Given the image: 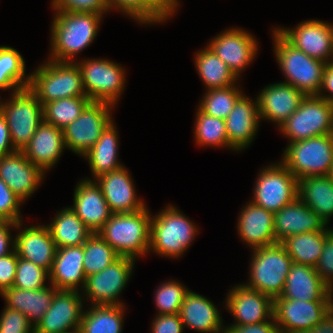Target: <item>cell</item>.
Here are the masks:
<instances>
[{
  "label": "cell",
  "instance_id": "1",
  "mask_svg": "<svg viewBox=\"0 0 333 333\" xmlns=\"http://www.w3.org/2000/svg\"><path fill=\"white\" fill-rule=\"evenodd\" d=\"M51 26L52 61L73 62V58L96 38L103 14L56 10Z\"/></svg>",
  "mask_w": 333,
  "mask_h": 333
},
{
  "label": "cell",
  "instance_id": "2",
  "mask_svg": "<svg viewBox=\"0 0 333 333\" xmlns=\"http://www.w3.org/2000/svg\"><path fill=\"white\" fill-rule=\"evenodd\" d=\"M151 216L147 207L115 213L97 233L120 256L136 259L149 252Z\"/></svg>",
  "mask_w": 333,
  "mask_h": 333
},
{
  "label": "cell",
  "instance_id": "3",
  "mask_svg": "<svg viewBox=\"0 0 333 333\" xmlns=\"http://www.w3.org/2000/svg\"><path fill=\"white\" fill-rule=\"evenodd\" d=\"M167 206L151 218L149 252L177 259L189 248L198 228L177 207Z\"/></svg>",
  "mask_w": 333,
  "mask_h": 333
},
{
  "label": "cell",
  "instance_id": "4",
  "mask_svg": "<svg viewBox=\"0 0 333 333\" xmlns=\"http://www.w3.org/2000/svg\"><path fill=\"white\" fill-rule=\"evenodd\" d=\"M60 62L48 59L30 74L29 89L45 103L68 98L86 96L82 74L76 60Z\"/></svg>",
  "mask_w": 333,
  "mask_h": 333
},
{
  "label": "cell",
  "instance_id": "5",
  "mask_svg": "<svg viewBox=\"0 0 333 333\" xmlns=\"http://www.w3.org/2000/svg\"><path fill=\"white\" fill-rule=\"evenodd\" d=\"M272 35L274 54L286 77L284 83L292 85L306 96L318 95L326 63L296 49L276 29H273Z\"/></svg>",
  "mask_w": 333,
  "mask_h": 333
},
{
  "label": "cell",
  "instance_id": "6",
  "mask_svg": "<svg viewBox=\"0 0 333 333\" xmlns=\"http://www.w3.org/2000/svg\"><path fill=\"white\" fill-rule=\"evenodd\" d=\"M248 284L244 286L276 298L281 296L293 264L284 246L277 242L253 249Z\"/></svg>",
  "mask_w": 333,
  "mask_h": 333
},
{
  "label": "cell",
  "instance_id": "7",
  "mask_svg": "<svg viewBox=\"0 0 333 333\" xmlns=\"http://www.w3.org/2000/svg\"><path fill=\"white\" fill-rule=\"evenodd\" d=\"M280 161L298 180L328 175L333 163V134L291 142Z\"/></svg>",
  "mask_w": 333,
  "mask_h": 333
},
{
  "label": "cell",
  "instance_id": "8",
  "mask_svg": "<svg viewBox=\"0 0 333 333\" xmlns=\"http://www.w3.org/2000/svg\"><path fill=\"white\" fill-rule=\"evenodd\" d=\"M0 111L6 119L13 147L22 151L43 121V106L27 87L0 101Z\"/></svg>",
  "mask_w": 333,
  "mask_h": 333
},
{
  "label": "cell",
  "instance_id": "9",
  "mask_svg": "<svg viewBox=\"0 0 333 333\" xmlns=\"http://www.w3.org/2000/svg\"><path fill=\"white\" fill-rule=\"evenodd\" d=\"M279 129L289 143L333 134V103L317 95L305 96L299 108Z\"/></svg>",
  "mask_w": 333,
  "mask_h": 333
},
{
  "label": "cell",
  "instance_id": "10",
  "mask_svg": "<svg viewBox=\"0 0 333 333\" xmlns=\"http://www.w3.org/2000/svg\"><path fill=\"white\" fill-rule=\"evenodd\" d=\"M86 96L94 102L115 106L125 87V69L107 59H87L77 63Z\"/></svg>",
  "mask_w": 333,
  "mask_h": 333
},
{
  "label": "cell",
  "instance_id": "11",
  "mask_svg": "<svg viewBox=\"0 0 333 333\" xmlns=\"http://www.w3.org/2000/svg\"><path fill=\"white\" fill-rule=\"evenodd\" d=\"M278 163L261 169L251 201L272 213L298 197V179L281 162Z\"/></svg>",
  "mask_w": 333,
  "mask_h": 333
},
{
  "label": "cell",
  "instance_id": "12",
  "mask_svg": "<svg viewBox=\"0 0 333 333\" xmlns=\"http://www.w3.org/2000/svg\"><path fill=\"white\" fill-rule=\"evenodd\" d=\"M113 107L108 103L91 101L74 122L63 128L65 147L83 156L113 121Z\"/></svg>",
  "mask_w": 333,
  "mask_h": 333
},
{
  "label": "cell",
  "instance_id": "13",
  "mask_svg": "<svg viewBox=\"0 0 333 333\" xmlns=\"http://www.w3.org/2000/svg\"><path fill=\"white\" fill-rule=\"evenodd\" d=\"M135 261L133 258L120 256L102 271L86 277L80 291L84 292L91 305H124L118 296L133 273Z\"/></svg>",
  "mask_w": 333,
  "mask_h": 333
},
{
  "label": "cell",
  "instance_id": "14",
  "mask_svg": "<svg viewBox=\"0 0 333 333\" xmlns=\"http://www.w3.org/2000/svg\"><path fill=\"white\" fill-rule=\"evenodd\" d=\"M291 45L325 63L333 62V23L307 20L295 28H275Z\"/></svg>",
  "mask_w": 333,
  "mask_h": 333
},
{
  "label": "cell",
  "instance_id": "15",
  "mask_svg": "<svg viewBox=\"0 0 333 333\" xmlns=\"http://www.w3.org/2000/svg\"><path fill=\"white\" fill-rule=\"evenodd\" d=\"M333 306V301H304L273 298V318L279 333H291L314 327Z\"/></svg>",
  "mask_w": 333,
  "mask_h": 333
},
{
  "label": "cell",
  "instance_id": "16",
  "mask_svg": "<svg viewBox=\"0 0 333 333\" xmlns=\"http://www.w3.org/2000/svg\"><path fill=\"white\" fill-rule=\"evenodd\" d=\"M79 292L57 290L49 309L34 328V333H74L79 331L84 311V297Z\"/></svg>",
  "mask_w": 333,
  "mask_h": 333
},
{
  "label": "cell",
  "instance_id": "17",
  "mask_svg": "<svg viewBox=\"0 0 333 333\" xmlns=\"http://www.w3.org/2000/svg\"><path fill=\"white\" fill-rule=\"evenodd\" d=\"M239 79L240 73L253 61L258 43L243 29L230 28L218 34L207 45Z\"/></svg>",
  "mask_w": 333,
  "mask_h": 333
},
{
  "label": "cell",
  "instance_id": "18",
  "mask_svg": "<svg viewBox=\"0 0 333 333\" xmlns=\"http://www.w3.org/2000/svg\"><path fill=\"white\" fill-rule=\"evenodd\" d=\"M226 309L234 324H256L273 318V298L243 284L234 286L226 296Z\"/></svg>",
  "mask_w": 333,
  "mask_h": 333
},
{
  "label": "cell",
  "instance_id": "19",
  "mask_svg": "<svg viewBox=\"0 0 333 333\" xmlns=\"http://www.w3.org/2000/svg\"><path fill=\"white\" fill-rule=\"evenodd\" d=\"M44 174L22 151L0 157V178L23 202L33 195Z\"/></svg>",
  "mask_w": 333,
  "mask_h": 333
},
{
  "label": "cell",
  "instance_id": "20",
  "mask_svg": "<svg viewBox=\"0 0 333 333\" xmlns=\"http://www.w3.org/2000/svg\"><path fill=\"white\" fill-rule=\"evenodd\" d=\"M94 181L113 214L140 211L146 207L143 200L137 199L134 182L126 167L104 173Z\"/></svg>",
  "mask_w": 333,
  "mask_h": 333
},
{
  "label": "cell",
  "instance_id": "21",
  "mask_svg": "<svg viewBox=\"0 0 333 333\" xmlns=\"http://www.w3.org/2000/svg\"><path fill=\"white\" fill-rule=\"evenodd\" d=\"M306 95L290 84H269L257 97L260 119L281 126L300 106Z\"/></svg>",
  "mask_w": 333,
  "mask_h": 333
},
{
  "label": "cell",
  "instance_id": "22",
  "mask_svg": "<svg viewBox=\"0 0 333 333\" xmlns=\"http://www.w3.org/2000/svg\"><path fill=\"white\" fill-rule=\"evenodd\" d=\"M73 200L71 209L92 233H97L113 214L94 180H80L74 189Z\"/></svg>",
  "mask_w": 333,
  "mask_h": 333
},
{
  "label": "cell",
  "instance_id": "23",
  "mask_svg": "<svg viewBox=\"0 0 333 333\" xmlns=\"http://www.w3.org/2000/svg\"><path fill=\"white\" fill-rule=\"evenodd\" d=\"M253 100L243 94L225 119L229 144L236 151L248 148L256 136L260 114L257 99Z\"/></svg>",
  "mask_w": 333,
  "mask_h": 333
},
{
  "label": "cell",
  "instance_id": "24",
  "mask_svg": "<svg viewBox=\"0 0 333 333\" xmlns=\"http://www.w3.org/2000/svg\"><path fill=\"white\" fill-rule=\"evenodd\" d=\"M65 148L63 129L43 120L22 152L45 173L56 164Z\"/></svg>",
  "mask_w": 333,
  "mask_h": 333
},
{
  "label": "cell",
  "instance_id": "25",
  "mask_svg": "<svg viewBox=\"0 0 333 333\" xmlns=\"http://www.w3.org/2000/svg\"><path fill=\"white\" fill-rule=\"evenodd\" d=\"M325 227L326 223L299 197L274 213L276 242H282L288 236L322 231Z\"/></svg>",
  "mask_w": 333,
  "mask_h": 333
},
{
  "label": "cell",
  "instance_id": "26",
  "mask_svg": "<svg viewBox=\"0 0 333 333\" xmlns=\"http://www.w3.org/2000/svg\"><path fill=\"white\" fill-rule=\"evenodd\" d=\"M56 249L47 225L25 226L15 236V250L18 257L32 262L48 272L51 270Z\"/></svg>",
  "mask_w": 333,
  "mask_h": 333
},
{
  "label": "cell",
  "instance_id": "27",
  "mask_svg": "<svg viewBox=\"0 0 333 333\" xmlns=\"http://www.w3.org/2000/svg\"><path fill=\"white\" fill-rule=\"evenodd\" d=\"M280 297L304 301H333V290L322 281L315 267L293 263Z\"/></svg>",
  "mask_w": 333,
  "mask_h": 333
},
{
  "label": "cell",
  "instance_id": "28",
  "mask_svg": "<svg viewBox=\"0 0 333 333\" xmlns=\"http://www.w3.org/2000/svg\"><path fill=\"white\" fill-rule=\"evenodd\" d=\"M83 257V245L57 248L49 283L57 290L79 291V286L83 289L86 280Z\"/></svg>",
  "mask_w": 333,
  "mask_h": 333
},
{
  "label": "cell",
  "instance_id": "29",
  "mask_svg": "<svg viewBox=\"0 0 333 333\" xmlns=\"http://www.w3.org/2000/svg\"><path fill=\"white\" fill-rule=\"evenodd\" d=\"M238 216L237 232L252 249L277 243L274 233V213L251 201Z\"/></svg>",
  "mask_w": 333,
  "mask_h": 333
},
{
  "label": "cell",
  "instance_id": "30",
  "mask_svg": "<svg viewBox=\"0 0 333 333\" xmlns=\"http://www.w3.org/2000/svg\"><path fill=\"white\" fill-rule=\"evenodd\" d=\"M179 315L184 327L201 333H219L225 328L213 302L190 290L184 297Z\"/></svg>",
  "mask_w": 333,
  "mask_h": 333
},
{
  "label": "cell",
  "instance_id": "31",
  "mask_svg": "<svg viewBox=\"0 0 333 333\" xmlns=\"http://www.w3.org/2000/svg\"><path fill=\"white\" fill-rule=\"evenodd\" d=\"M38 290L18 289L14 286L1 293L6 305L13 310L20 311L28 317L29 323L35 328L49 309L57 289L49 283Z\"/></svg>",
  "mask_w": 333,
  "mask_h": 333
},
{
  "label": "cell",
  "instance_id": "32",
  "mask_svg": "<svg viewBox=\"0 0 333 333\" xmlns=\"http://www.w3.org/2000/svg\"><path fill=\"white\" fill-rule=\"evenodd\" d=\"M298 197L325 223L333 215V179L329 175L308 176L298 180Z\"/></svg>",
  "mask_w": 333,
  "mask_h": 333
},
{
  "label": "cell",
  "instance_id": "33",
  "mask_svg": "<svg viewBox=\"0 0 333 333\" xmlns=\"http://www.w3.org/2000/svg\"><path fill=\"white\" fill-rule=\"evenodd\" d=\"M118 131L112 121L102 132L101 137L83 157L88 160L93 179L104 173L118 170L123 165L118 161Z\"/></svg>",
  "mask_w": 333,
  "mask_h": 333
},
{
  "label": "cell",
  "instance_id": "34",
  "mask_svg": "<svg viewBox=\"0 0 333 333\" xmlns=\"http://www.w3.org/2000/svg\"><path fill=\"white\" fill-rule=\"evenodd\" d=\"M47 226L57 248L83 245L93 234L71 207L60 210Z\"/></svg>",
  "mask_w": 333,
  "mask_h": 333
},
{
  "label": "cell",
  "instance_id": "35",
  "mask_svg": "<svg viewBox=\"0 0 333 333\" xmlns=\"http://www.w3.org/2000/svg\"><path fill=\"white\" fill-rule=\"evenodd\" d=\"M330 230L327 226L322 231L301 233L288 236L280 242L293 263L315 267L321 256L326 233Z\"/></svg>",
  "mask_w": 333,
  "mask_h": 333
},
{
  "label": "cell",
  "instance_id": "36",
  "mask_svg": "<svg viewBox=\"0 0 333 333\" xmlns=\"http://www.w3.org/2000/svg\"><path fill=\"white\" fill-rule=\"evenodd\" d=\"M91 306L83 311L80 333H122L125 305Z\"/></svg>",
  "mask_w": 333,
  "mask_h": 333
},
{
  "label": "cell",
  "instance_id": "37",
  "mask_svg": "<svg viewBox=\"0 0 333 333\" xmlns=\"http://www.w3.org/2000/svg\"><path fill=\"white\" fill-rule=\"evenodd\" d=\"M195 67L207 90L226 88L237 83L235 74L208 46L196 53Z\"/></svg>",
  "mask_w": 333,
  "mask_h": 333
},
{
  "label": "cell",
  "instance_id": "38",
  "mask_svg": "<svg viewBox=\"0 0 333 333\" xmlns=\"http://www.w3.org/2000/svg\"><path fill=\"white\" fill-rule=\"evenodd\" d=\"M25 61L14 48L0 46V89L12 93L29 87L30 75H25Z\"/></svg>",
  "mask_w": 333,
  "mask_h": 333
},
{
  "label": "cell",
  "instance_id": "39",
  "mask_svg": "<svg viewBox=\"0 0 333 333\" xmlns=\"http://www.w3.org/2000/svg\"><path fill=\"white\" fill-rule=\"evenodd\" d=\"M91 102L87 96L68 97L43 105V120L63 129L74 122Z\"/></svg>",
  "mask_w": 333,
  "mask_h": 333
},
{
  "label": "cell",
  "instance_id": "40",
  "mask_svg": "<svg viewBox=\"0 0 333 333\" xmlns=\"http://www.w3.org/2000/svg\"><path fill=\"white\" fill-rule=\"evenodd\" d=\"M85 276L98 273L116 261L120 255L98 234L93 233L83 244Z\"/></svg>",
  "mask_w": 333,
  "mask_h": 333
},
{
  "label": "cell",
  "instance_id": "41",
  "mask_svg": "<svg viewBox=\"0 0 333 333\" xmlns=\"http://www.w3.org/2000/svg\"><path fill=\"white\" fill-rule=\"evenodd\" d=\"M109 10L118 9L142 24L161 23L169 15L154 0H107Z\"/></svg>",
  "mask_w": 333,
  "mask_h": 333
},
{
  "label": "cell",
  "instance_id": "42",
  "mask_svg": "<svg viewBox=\"0 0 333 333\" xmlns=\"http://www.w3.org/2000/svg\"><path fill=\"white\" fill-rule=\"evenodd\" d=\"M196 112L194 136L198 145L228 147L235 150L227 136L225 120L209 116L199 108Z\"/></svg>",
  "mask_w": 333,
  "mask_h": 333
},
{
  "label": "cell",
  "instance_id": "43",
  "mask_svg": "<svg viewBox=\"0 0 333 333\" xmlns=\"http://www.w3.org/2000/svg\"><path fill=\"white\" fill-rule=\"evenodd\" d=\"M237 86L209 89L200 101L198 108L205 114L225 120L236 101L243 95Z\"/></svg>",
  "mask_w": 333,
  "mask_h": 333
},
{
  "label": "cell",
  "instance_id": "44",
  "mask_svg": "<svg viewBox=\"0 0 333 333\" xmlns=\"http://www.w3.org/2000/svg\"><path fill=\"white\" fill-rule=\"evenodd\" d=\"M189 290L176 281L161 283L155 291V305L158 315L178 314L184 297Z\"/></svg>",
  "mask_w": 333,
  "mask_h": 333
},
{
  "label": "cell",
  "instance_id": "45",
  "mask_svg": "<svg viewBox=\"0 0 333 333\" xmlns=\"http://www.w3.org/2000/svg\"><path fill=\"white\" fill-rule=\"evenodd\" d=\"M49 272L34 263L18 257L13 286L18 289L38 290L45 287Z\"/></svg>",
  "mask_w": 333,
  "mask_h": 333
},
{
  "label": "cell",
  "instance_id": "46",
  "mask_svg": "<svg viewBox=\"0 0 333 333\" xmlns=\"http://www.w3.org/2000/svg\"><path fill=\"white\" fill-rule=\"evenodd\" d=\"M0 316V333H34L28 317L20 311L5 307Z\"/></svg>",
  "mask_w": 333,
  "mask_h": 333
},
{
  "label": "cell",
  "instance_id": "47",
  "mask_svg": "<svg viewBox=\"0 0 333 333\" xmlns=\"http://www.w3.org/2000/svg\"><path fill=\"white\" fill-rule=\"evenodd\" d=\"M22 203L23 201L0 178V214L7 221L20 222L22 216L19 206Z\"/></svg>",
  "mask_w": 333,
  "mask_h": 333
},
{
  "label": "cell",
  "instance_id": "48",
  "mask_svg": "<svg viewBox=\"0 0 333 333\" xmlns=\"http://www.w3.org/2000/svg\"><path fill=\"white\" fill-rule=\"evenodd\" d=\"M54 10L92 12L105 14L109 11L107 0H52Z\"/></svg>",
  "mask_w": 333,
  "mask_h": 333
},
{
  "label": "cell",
  "instance_id": "49",
  "mask_svg": "<svg viewBox=\"0 0 333 333\" xmlns=\"http://www.w3.org/2000/svg\"><path fill=\"white\" fill-rule=\"evenodd\" d=\"M315 269L322 281L333 290V228L326 233L323 250Z\"/></svg>",
  "mask_w": 333,
  "mask_h": 333
},
{
  "label": "cell",
  "instance_id": "50",
  "mask_svg": "<svg viewBox=\"0 0 333 333\" xmlns=\"http://www.w3.org/2000/svg\"><path fill=\"white\" fill-rule=\"evenodd\" d=\"M18 255L16 250L0 257V294L13 286L17 269Z\"/></svg>",
  "mask_w": 333,
  "mask_h": 333
},
{
  "label": "cell",
  "instance_id": "51",
  "mask_svg": "<svg viewBox=\"0 0 333 333\" xmlns=\"http://www.w3.org/2000/svg\"><path fill=\"white\" fill-rule=\"evenodd\" d=\"M184 325L178 314H156L155 319L152 322V333H182Z\"/></svg>",
  "mask_w": 333,
  "mask_h": 333
},
{
  "label": "cell",
  "instance_id": "52",
  "mask_svg": "<svg viewBox=\"0 0 333 333\" xmlns=\"http://www.w3.org/2000/svg\"><path fill=\"white\" fill-rule=\"evenodd\" d=\"M231 333H279L278 326L272 318L256 324H232L226 327Z\"/></svg>",
  "mask_w": 333,
  "mask_h": 333
},
{
  "label": "cell",
  "instance_id": "53",
  "mask_svg": "<svg viewBox=\"0 0 333 333\" xmlns=\"http://www.w3.org/2000/svg\"><path fill=\"white\" fill-rule=\"evenodd\" d=\"M22 223V221L17 223L6 221L0 225V257H4L15 250V237L11 238L10 230L21 228L23 226Z\"/></svg>",
  "mask_w": 333,
  "mask_h": 333
},
{
  "label": "cell",
  "instance_id": "54",
  "mask_svg": "<svg viewBox=\"0 0 333 333\" xmlns=\"http://www.w3.org/2000/svg\"><path fill=\"white\" fill-rule=\"evenodd\" d=\"M324 90L328 92L329 95L323 94V92H325ZM317 96L323 98L330 103H333V62L326 63L325 65L321 89Z\"/></svg>",
  "mask_w": 333,
  "mask_h": 333
},
{
  "label": "cell",
  "instance_id": "55",
  "mask_svg": "<svg viewBox=\"0 0 333 333\" xmlns=\"http://www.w3.org/2000/svg\"><path fill=\"white\" fill-rule=\"evenodd\" d=\"M17 151L11 142L9 128L6 119L0 111V157Z\"/></svg>",
  "mask_w": 333,
  "mask_h": 333
},
{
  "label": "cell",
  "instance_id": "56",
  "mask_svg": "<svg viewBox=\"0 0 333 333\" xmlns=\"http://www.w3.org/2000/svg\"><path fill=\"white\" fill-rule=\"evenodd\" d=\"M291 333H333V306L321 318V321L314 327L299 330Z\"/></svg>",
  "mask_w": 333,
  "mask_h": 333
},
{
  "label": "cell",
  "instance_id": "57",
  "mask_svg": "<svg viewBox=\"0 0 333 333\" xmlns=\"http://www.w3.org/2000/svg\"><path fill=\"white\" fill-rule=\"evenodd\" d=\"M170 17L174 15L179 6V0H154Z\"/></svg>",
  "mask_w": 333,
  "mask_h": 333
},
{
  "label": "cell",
  "instance_id": "58",
  "mask_svg": "<svg viewBox=\"0 0 333 333\" xmlns=\"http://www.w3.org/2000/svg\"><path fill=\"white\" fill-rule=\"evenodd\" d=\"M7 220L0 214V225L4 224Z\"/></svg>",
  "mask_w": 333,
  "mask_h": 333
},
{
  "label": "cell",
  "instance_id": "59",
  "mask_svg": "<svg viewBox=\"0 0 333 333\" xmlns=\"http://www.w3.org/2000/svg\"><path fill=\"white\" fill-rule=\"evenodd\" d=\"M329 176H330V178H332L333 179V163H332V165H331V169H330V171H329V174H328Z\"/></svg>",
  "mask_w": 333,
  "mask_h": 333
},
{
  "label": "cell",
  "instance_id": "60",
  "mask_svg": "<svg viewBox=\"0 0 333 333\" xmlns=\"http://www.w3.org/2000/svg\"><path fill=\"white\" fill-rule=\"evenodd\" d=\"M219 333H231L225 326L223 330H221Z\"/></svg>",
  "mask_w": 333,
  "mask_h": 333
}]
</instances>
